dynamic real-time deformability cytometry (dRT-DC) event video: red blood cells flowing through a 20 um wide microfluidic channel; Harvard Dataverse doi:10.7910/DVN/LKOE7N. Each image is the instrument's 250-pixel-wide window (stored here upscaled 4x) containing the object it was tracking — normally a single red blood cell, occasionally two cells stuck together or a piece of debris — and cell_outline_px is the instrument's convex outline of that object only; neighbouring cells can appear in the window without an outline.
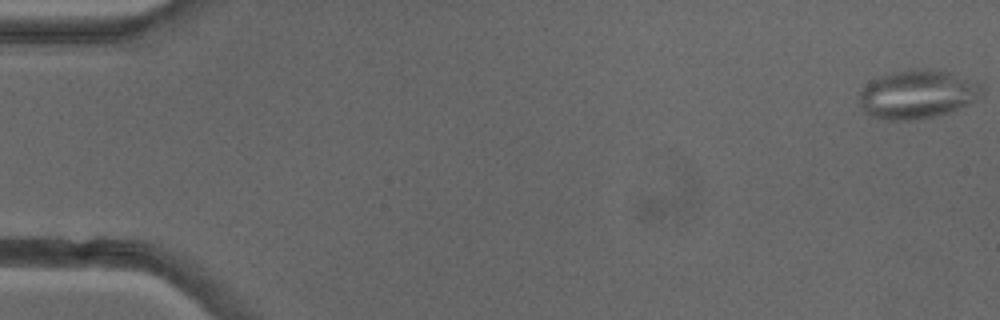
{"species": "common noctule bat (a hibernating species)", "species_latin": "Nyctalus noctula", "temperature_condition": "cold", "stored_images_in_passage": 52, "camera_frame_rate_fps": 3000, "um_per_image_px": 0.085, "animal": {"sex": "female"}, "frame": {"image": 1, "passage_image": 1, "time_ms": 0.0, "image_size_px": [1000, 320], "cell_outline_px": [[984, 96], [968, 104], [948, 112], [932, 116], [912, 120], [888, 120], [872, 116], [864, 112], [860, 108], [860, 92], [872, 80], [880, 76], [892, 72], [908, 68], [928, 68], [952, 72], [984, 80]], "centroid_in_image_um": [78.09, 7.97], "position_along_channel_um": 6.9, "area_um2": 35.6}}
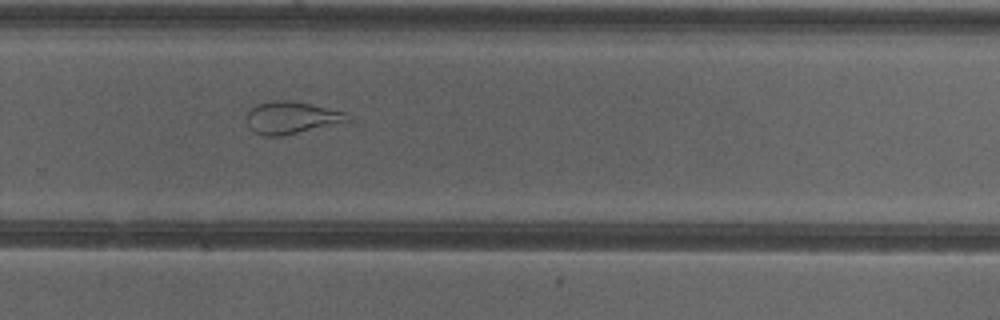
{"frame": {"image": 2, "passage_image": 35, "time_ms": 11.333, "image_size_px": [1000, 320], "cell_outline_px": [[352, 120], [280, 136], [260, 136], [252, 132], [248, 128], [244, 120], [244, 116], [256, 104], [272, 100], [284, 100], [312, 104], [348, 112]], "centroid_in_image_um": [24.71, 10.0], "position_along_channel_um": 305.1, "area_um2": 19.25}}
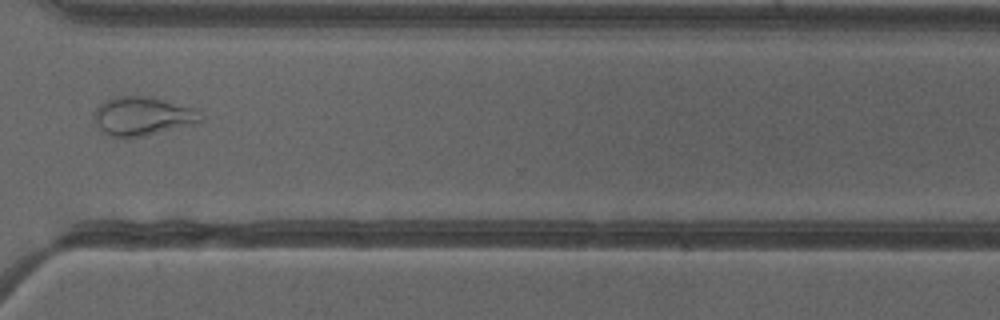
{"frame": {"image": 3, "passage_image": 39, "time_ms": 12.667, "image_size_px": [1000, 320], "cell_outline_px": [[204, 120], [200, 124], [144, 136], [124, 140], [108, 136], [96, 124], [92, 116], [92, 112], [104, 100], [116, 96], [144, 96], [164, 100], [200, 108], [204, 116]], "centroid_in_image_um": [12.18, 9.9], "position_along_channel_um": 358.4, "area_um2": 25.2}, "authors_computed_cell_mechanics": {"area_um2": 27.2816, "velocity_mm_per_s": 3.9968, "shape_relaxation_time_tau1_ms": null, "shape_relaxation_time_tau2_ms": 1.4442, "deformation_change_tau1": null, "deformation_change_tau2": 0.0904}}